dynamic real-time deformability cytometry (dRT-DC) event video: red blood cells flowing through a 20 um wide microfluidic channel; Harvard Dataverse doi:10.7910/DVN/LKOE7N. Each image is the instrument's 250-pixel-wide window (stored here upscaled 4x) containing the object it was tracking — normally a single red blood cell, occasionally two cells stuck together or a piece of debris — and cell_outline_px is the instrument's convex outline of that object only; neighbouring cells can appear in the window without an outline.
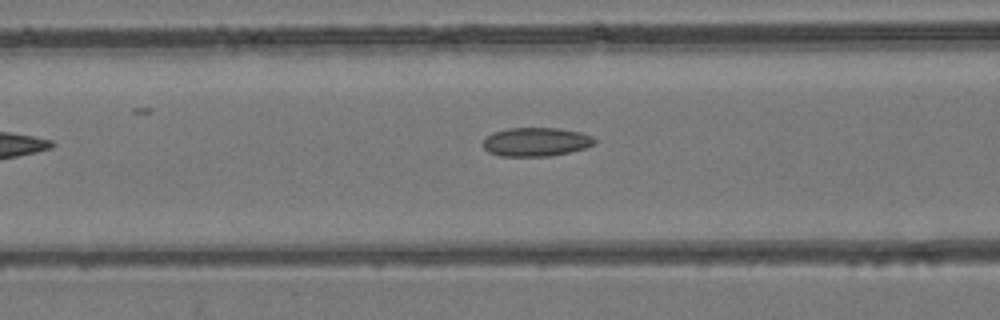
{"species": "common noctule bat (a hibernating species)", "species_latin": "Nyctalus noctula", "temperature_condition": "room temperature", "stored_images_in_passage": 12, "camera_frame_rate_fps": 3000, "um_per_image_px": 0.085, "animal": {"sex": "female", "body_mass_g": 24.6, "forearm_length_mm": 56.2}, "frame": {"image": 1, "passage_image": 5, "time_ms": 1.333, "image_size_px": [1000, 320], "cell_outline_px": [[596, 144], [584, 148], [552, 156], [500, 156], [488, 152], [484, 148], [484, 140], [492, 132], [508, 128], [556, 128], [580, 132], [592, 136], [596, 140]], "centroid_in_image_um": [45.56, 12.06], "position_along_channel_um": 121.0, "area_um2": 18.67}}
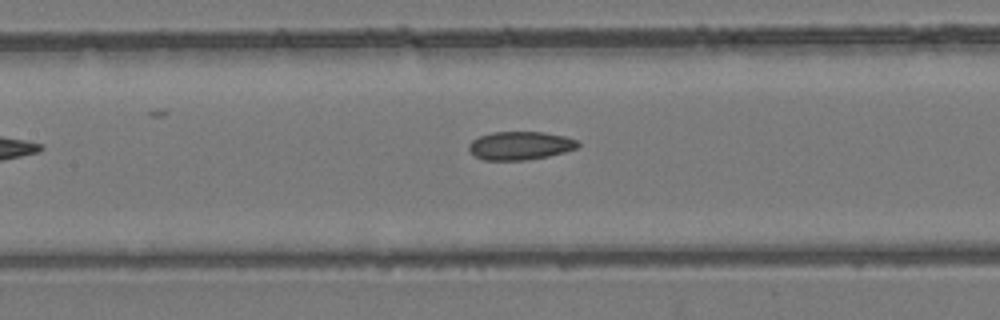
{"frame": {"image": 2, "passage_image": 8, "time_ms": 2.333, "image_size_px": [1000, 320], "cell_outline_px": [[580, 144], [576, 148], [564, 152], [548, 156], [524, 160], [484, 160], [476, 156], [468, 148], [468, 144], [472, 140], [480, 136], [492, 132], [544, 132], [564, 136], [576, 140]], "centroid_in_image_um": [44.2, 12.37], "position_along_channel_um": 163.2, "area_um2": 17.86}}